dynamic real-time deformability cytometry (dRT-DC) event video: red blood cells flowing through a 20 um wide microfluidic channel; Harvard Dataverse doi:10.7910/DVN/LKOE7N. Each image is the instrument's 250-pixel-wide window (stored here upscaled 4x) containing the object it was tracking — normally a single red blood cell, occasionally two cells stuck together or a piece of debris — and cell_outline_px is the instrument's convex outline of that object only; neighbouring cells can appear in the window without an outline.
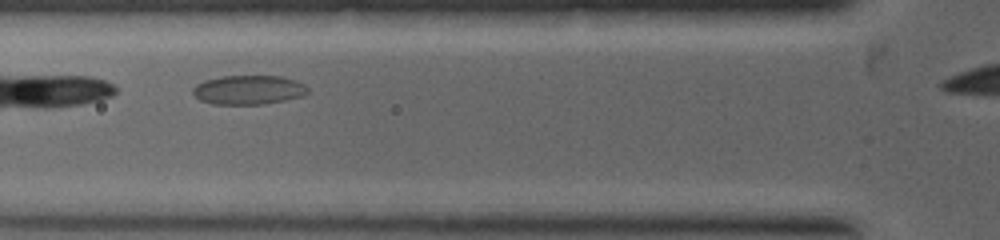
{"species": "common noctule bat (a hibernating species)", "species_latin": "Nyctalus noctula", "temperature_condition": "warm", "stored_images_in_passage": 9, "segment_of_instrument_passage": [1, 2], "camera_frame_rate_fps": 5000, "um_per_image_px": 0.085, "animal": {"sex": "female", "body_mass_g": 19.0, "forearm_length_mm": 53.3}, "frame": {"image": 1, "passage_image": 2, "time_ms": 0.6, "image_size_px": [1000, 240], "cell_outline_px": [[308, 92], [304, 96], [264, 104], [212, 104], [200, 100], [192, 92], [192, 88], [196, 84], [204, 80], [224, 76], [280, 76], [296, 80], [304, 84], [308, 88]], "centroid_in_image_um": [21.13, 7.64], "position_along_channel_um": 104.7, "area_um2": 19.59}}
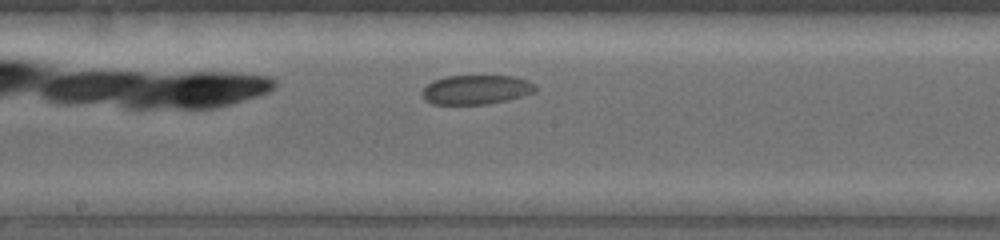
{"frame": {"image": 2, "passage_image": 6, "time_ms": 2.2, "image_size_px": [1000, 240], "cell_outline_px": [[536, 92], [508, 100], [488, 104], [432, 104], [424, 100], [420, 92], [432, 80], [444, 76], [512, 76], [528, 80], [536, 84]], "centroid_in_image_um": [40.46, 7.62], "position_along_channel_um": 207.7, "area_um2": 19.59}}
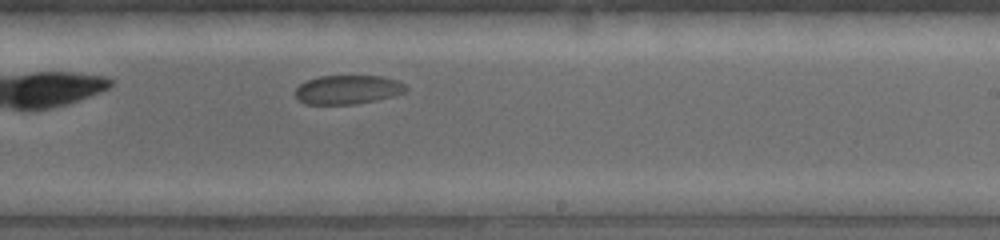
{"frame": {"image": 3, "passage_image": 8, "time_ms": 3.0, "image_size_px": [1000, 240], "cell_outline_px": [[408, 88], [404, 92], [392, 96], [376, 100], [356, 104], [304, 104], [296, 100], [296, 88], [300, 84], [308, 80], [320, 76], [384, 76], [396, 80], [404, 84]], "centroid_in_image_um": [29.54, 7.62], "position_along_channel_um": 259.5, "area_um2": 18.67}}